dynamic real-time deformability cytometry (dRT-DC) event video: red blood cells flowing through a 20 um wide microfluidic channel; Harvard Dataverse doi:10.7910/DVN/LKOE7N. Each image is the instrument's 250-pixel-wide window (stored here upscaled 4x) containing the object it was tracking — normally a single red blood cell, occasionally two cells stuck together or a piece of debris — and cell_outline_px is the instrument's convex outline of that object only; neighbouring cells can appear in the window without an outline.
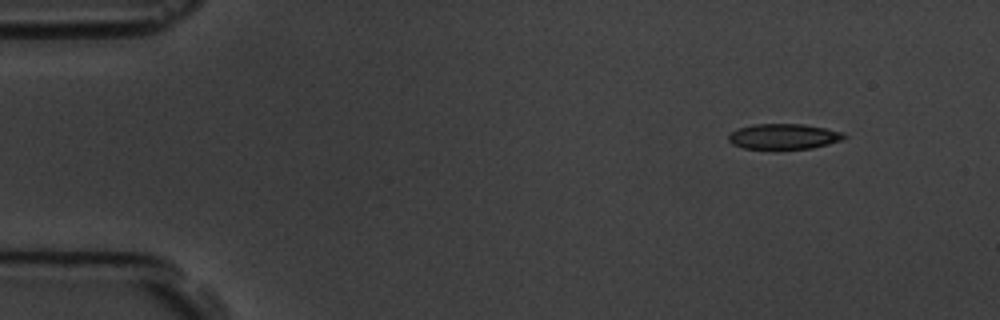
{"species": "common noctule bat (a hibernating species)", "species_latin": "Nyctalus noctula", "temperature_condition": "room temperature", "stored_images_in_passage": 5, "camera_frame_rate_fps": 3000, "um_per_image_px": 0.085, "animal": {"sex": "male", "body_mass_g": 19.5, "forearm_length_mm": 54.6}, "frame": {"image": 1, "passage_image": 1, "time_ms": 0.0, "image_size_px": [1000, 320], "cell_outline_px": [[848, 136], [844, 140], [812, 148], [744, 148], [732, 144], [728, 140], [728, 136], [732, 132], [740, 128], [756, 124], [804, 124], [844, 132]], "centroid_in_image_um": [66.67, 11.59], "position_along_channel_um": 18.3, "area_um2": 16.94}}
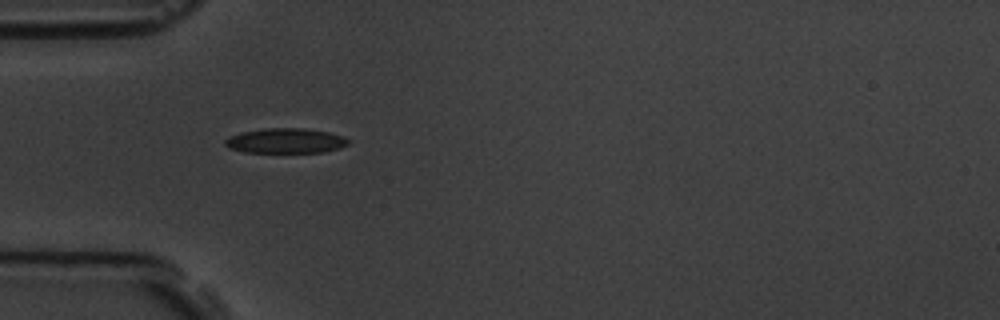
{"frame": {"image": 2, "passage_image": 4, "time_ms": 3.667, "image_size_px": [1000, 320], "cell_outline_px": [[348, 144], [340, 148], [324, 152], [244, 152], [228, 148], [224, 144], [224, 140], [228, 136], [240, 132], [264, 128], [304, 128], [328, 132], [344, 136], [348, 140]], "centroid_in_image_um": [24.24, 11.96], "position_along_channel_um": 60.8, "area_um2": 18.03}}
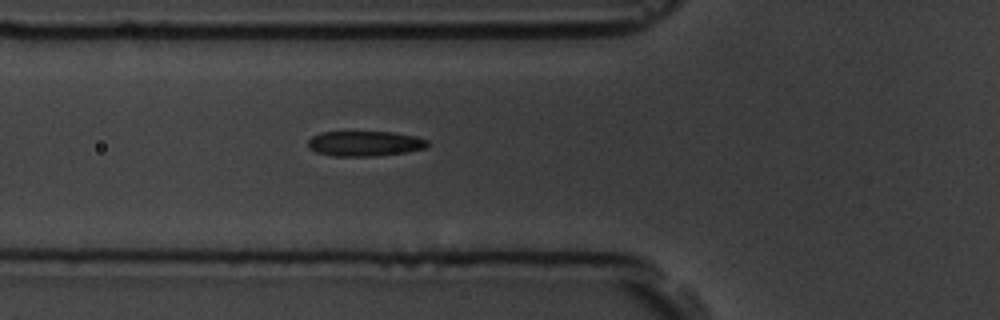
{"frame": {"image": 3, "passage_image": 5, "time_ms": 4.667, "image_size_px": [1000, 320], "cell_outline_px": [[432, 144], [428, 148], [404, 152], [372, 156], [332, 156], [316, 152], [308, 148], [308, 140], [312, 136], [320, 132], [392, 132], [412, 136], [428, 140]], "centroid_in_image_um": [31.01, 12.2], "position_along_channel_um": 94.8, "area_um2": 17.57}}